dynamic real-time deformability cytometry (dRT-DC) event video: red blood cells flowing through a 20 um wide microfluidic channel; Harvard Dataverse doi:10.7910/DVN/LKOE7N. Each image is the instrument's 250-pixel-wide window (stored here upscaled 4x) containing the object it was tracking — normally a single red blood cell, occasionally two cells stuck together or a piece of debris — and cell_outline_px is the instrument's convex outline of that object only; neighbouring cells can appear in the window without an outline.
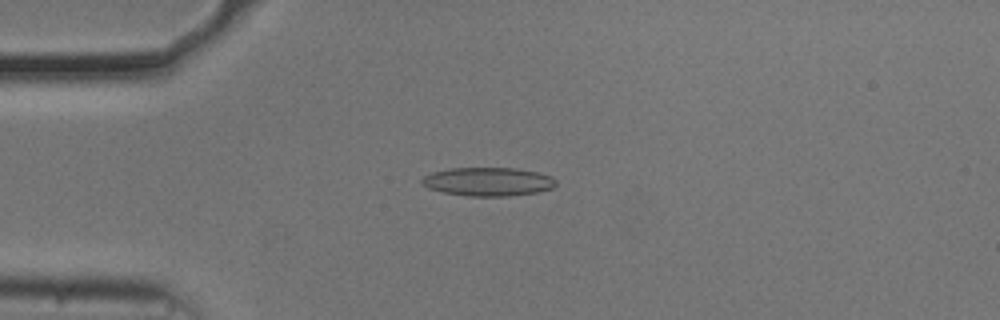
{"species": "common noctule bat (a hibernating species)", "species_latin": "Nyctalus noctula", "temperature_condition": "cold", "stored_images_in_passage": 56, "camera_frame_rate_fps": 3000, "um_per_image_px": 0.085, "animal": {"sex": "male", "body_mass_g": 20.5, "forearm_length_mm": 52.5}, "frame": {"image": 1, "passage_image": 14, "time_ms": 4.333, "image_size_px": [1000, 320], "cell_outline_px": [[556, 184], [552, 188], [536, 192], [508, 196], [468, 196], [444, 192], [428, 188], [420, 180], [424, 176], [432, 172], [452, 168], [516, 168], [536, 172], [552, 176], [556, 180]], "centroid_in_image_um": [41.49, 15.44], "position_along_channel_um": 43.5, "area_um2": 22.2}}
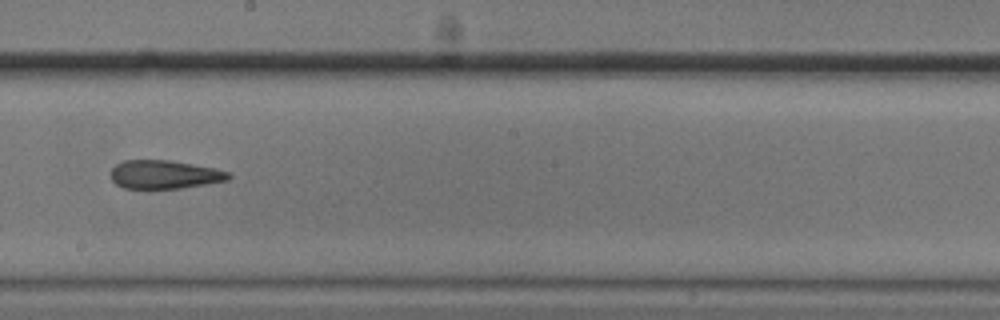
{"frame": {"image": 2, "passage_image": 31, "time_ms": 10.0, "image_size_px": [1000, 320], "cell_outline_px": [[232, 176], [228, 180], [180, 188], [124, 188], [116, 184], [112, 180], [112, 168], [116, 164], [124, 160], [168, 160], [192, 164], [212, 168], [228, 172]], "centroid_in_image_um": [13.96, 14.83], "position_along_channel_um": 234.2, "area_um2": 19.25}}
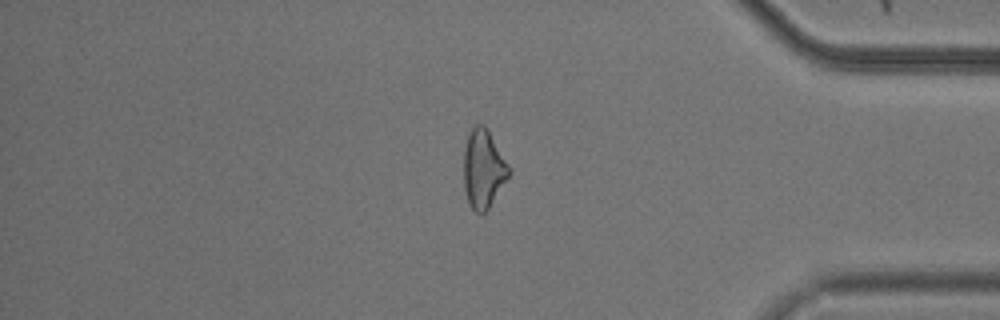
{"frame": {"image": 3, "passage_image": 46, "time_ms": 15.0, "image_size_px": [1000, 320], "cell_outline_px": [[512, 172], [488, 208], [484, 212], [476, 212], [468, 204], [464, 188], [464, 148], [468, 132], [476, 124], [484, 124], [488, 128], [512, 168]], "centroid_in_image_um": [41.1, 14.3], "position_along_channel_um": 394.1, "area_um2": 21.04}}